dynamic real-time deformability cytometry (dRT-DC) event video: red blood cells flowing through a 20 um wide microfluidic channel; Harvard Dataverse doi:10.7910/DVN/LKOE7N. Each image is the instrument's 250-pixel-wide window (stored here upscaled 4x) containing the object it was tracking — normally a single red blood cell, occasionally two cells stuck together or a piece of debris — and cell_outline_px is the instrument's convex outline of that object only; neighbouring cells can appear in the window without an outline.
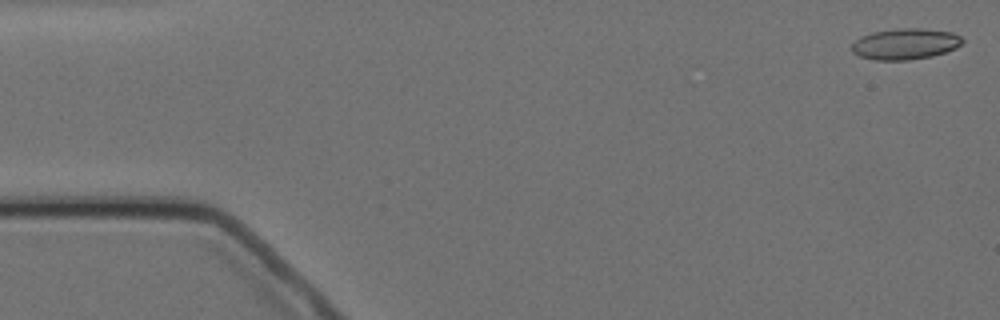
{"species": "Egyptian fruit bat (a non-hibernating species)", "species_latin": "Rousettus aegyptiacus", "temperature_condition": "cold", "stored_images_in_passage": 5, "camera_frame_rate_fps": 3000, "um_per_image_px": 0.085, "animal": {"sex": "female"}, "frame": {"image": 1, "passage_image": 1, "time_ms": 0.0, "image_size_px": [1000, 320], "cell_outline_px": [[964, 44], [956, 48], [932, 56], [908, 60], [876, 60], [860, 56], [852, 52], [852, 44], [860, 36], [872, 32], [896, 28], [924, 28], [952, 32], [960, 36], [964, 40]], "centroid_in_image_um": [76.97, 3.72], "position_along_channel_um": 8.0, "area_um2": 20.17}}
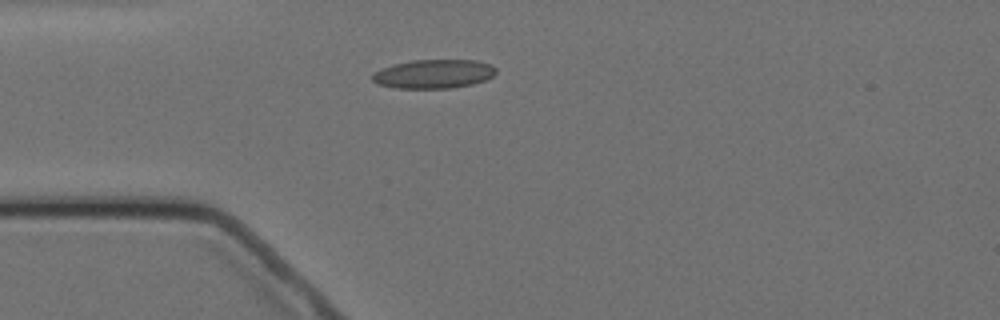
{"frame": {"image": 2, "passage_image": 4, "time_ms": 4.333, "image_size_px": [1000, 320], "cell_outline_px": [[496, 72], [492, 76], [484, 80], [472, 84], [448, 88], [396, 88], [376, 84], [372, 80], [372, 76], [380, 68], [392, 64], [412, 60], [476, 60], [492, 64], [496, 68]], "centroid_in_image_um": [36.85, 6.27], "position_along_channel_um": 48.2, "area_um2": 20.87}}